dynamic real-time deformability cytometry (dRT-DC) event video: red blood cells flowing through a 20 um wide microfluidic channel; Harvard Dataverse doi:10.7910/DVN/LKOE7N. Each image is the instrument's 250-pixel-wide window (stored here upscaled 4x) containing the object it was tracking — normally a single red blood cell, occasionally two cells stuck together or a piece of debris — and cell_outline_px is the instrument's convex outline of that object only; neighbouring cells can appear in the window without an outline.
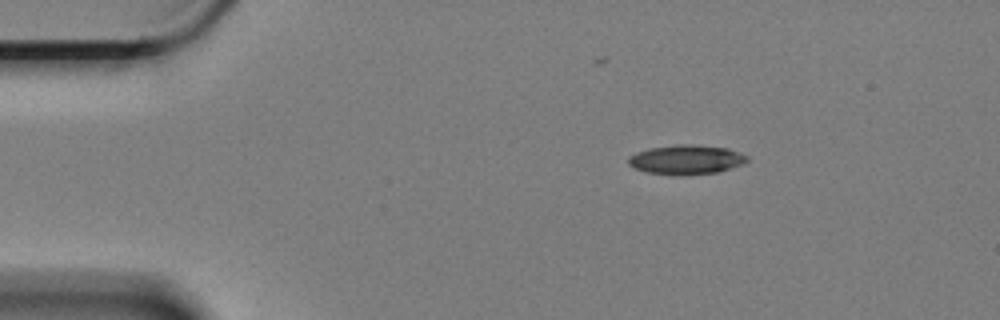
{"species": "Egyptian fruit bat (a non-hibernating species)", "species_latin": "Rousettus aegyptiacus", "temperature_condition": "cold", "stored_images_in_passage": 8, "camera_frame_rate_fps": 3000, "um_per_image_px": 0.085, "animal": {"sex": "female"}, "frame": {"image": 1, "passage_image": 1, "time_ms": 0.0, "image_size_px": [1000, 320], "cell_outline_px": [[748, 160], [744, 164], [716, 172], [648, 172], [636, 168], [628, 164], [628, 156], [636, 152], [652, 148], [676, 144], [692, 144], [728, 148], [748, 156]], "centroid_in_image_um": [58.36, 13.51], "position_along_channel_um": 26.6, "area_um2": 19.36}}